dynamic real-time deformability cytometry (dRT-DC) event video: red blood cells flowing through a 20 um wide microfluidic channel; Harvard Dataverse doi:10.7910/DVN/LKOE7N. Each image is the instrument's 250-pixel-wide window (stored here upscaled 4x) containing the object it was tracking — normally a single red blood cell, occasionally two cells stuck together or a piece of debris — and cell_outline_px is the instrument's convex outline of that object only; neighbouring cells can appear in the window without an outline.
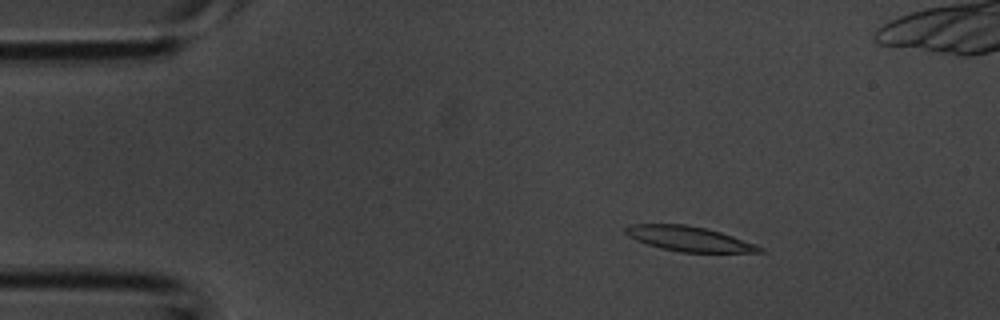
{"species": "common noctule bat (a hibernating species)", "species_latin": "Nyctalus noctula", "temperature_condition": "room temperature", "stored_images_in_passage": 37, "camera_frame_rate_fps": 3000, "um_per_image_px": 0.085, "animal": {"sex": "male", "body_mass_g": 20.1, "forearm_length_mm": 53.5}, "frame": {"image": 1, "passage_image": 1, "time_ms": 0.0, "image_size_px": [1000, 320], "cell_outline_px": [[764, 252], [680, 252], [660, 248], [636, 240], [628, 236], [624, 232], [624, 228], [628, 224], [688, 224], [720, 232], [756, 244], [764, 248]], "centroid_in_image_um": [58.54, 20.29], "position_along_channel_um": 26.5, "area_um2": 19.42}}
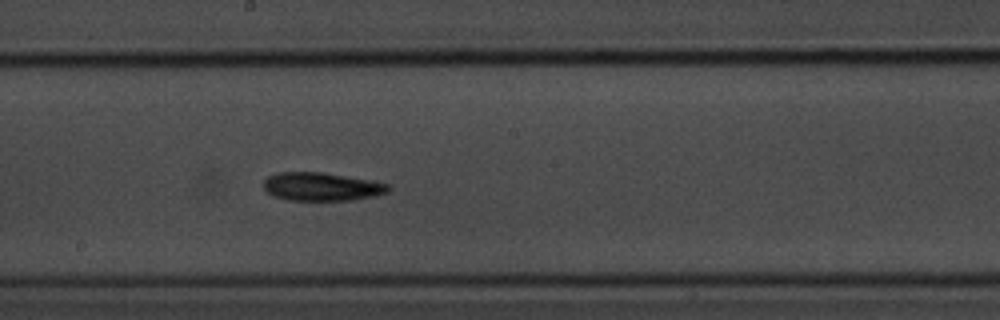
{"frame": {"image": 2, "passage_image": 17, "time_ms": 5.333, "image_size_px": [1000, 320], "cell_outline_px": [[388, 192], [372, 196], [352, 200], [288, 200], [272, 196], [264, 192], [264, 180], [268, 176], [276, 172], [324, 172], [388, 184]], "centroid_in_image_um": [27.24, 15.86], "position_along_channel_um": 221.0, "area_um2": 20.46}}
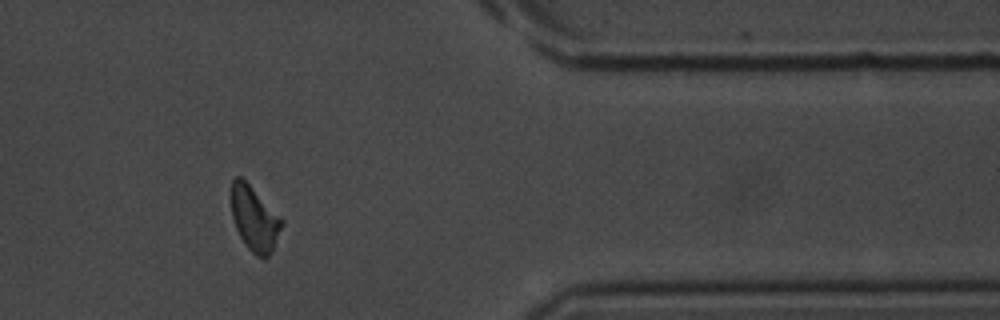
{"frame": {"image": 3, "passage_image": 29, "time_ms": 9.333, "image_size_px": [1000, 320], "cell_outline_px": [[284, 220], [272, 252], [268, 256], [256, 256], [248, 248], [240, 236], [236, 228], [232, 216], [232, 180], [236, 176], [240, 176]], "centroid_in_image_um": [21.63, 18.6], "position_along_channel_um": 389.8, "area_um2": 18.5}}